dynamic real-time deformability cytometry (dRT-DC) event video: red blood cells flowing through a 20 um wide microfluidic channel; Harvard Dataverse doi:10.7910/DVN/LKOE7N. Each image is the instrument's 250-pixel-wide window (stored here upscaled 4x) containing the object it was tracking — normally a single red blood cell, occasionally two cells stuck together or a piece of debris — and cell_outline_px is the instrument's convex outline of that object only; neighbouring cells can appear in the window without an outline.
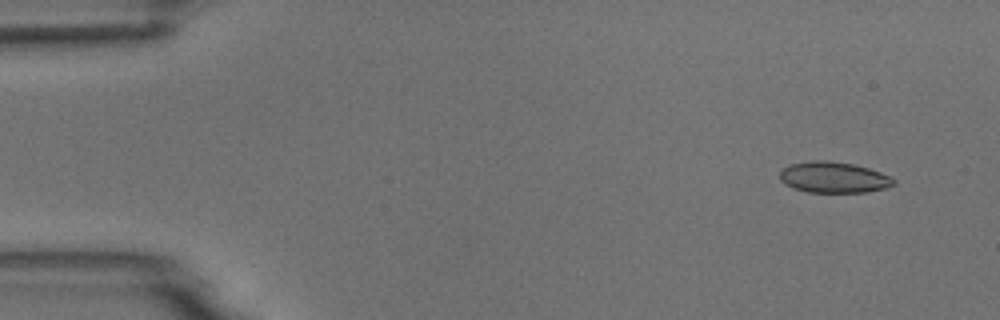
{"species": "common noctule bat (a hibernating species)", "species_latin": "Nyctalus noctula", "temperature_condition": "room temperature", "stored_images_in_passage": 4, "camera_frame_rate_fps": 3000, "um_per_image_px": 0.085, "animal": {"sex": "male", "body_mass_g": 18.8}, "frame": {"image": 1, "passage_image": 1, "time_ms": 0.0, "image_size_px": [1000, 320], "cell_outline_px": [[896, 184], [884, 188], [868, 192], [808, 192], [792, 188], [784, 184], [780, 180], [780, 172], [784, 168], [792, 164], [812, 160], [828, 160], [852, 164], [868, 168], [880, 172], [896, 180]], "centroid_in_image_um": [70.85, 15.08], "position_along_channel_um": 14.2, "area_um2": 20.52}}